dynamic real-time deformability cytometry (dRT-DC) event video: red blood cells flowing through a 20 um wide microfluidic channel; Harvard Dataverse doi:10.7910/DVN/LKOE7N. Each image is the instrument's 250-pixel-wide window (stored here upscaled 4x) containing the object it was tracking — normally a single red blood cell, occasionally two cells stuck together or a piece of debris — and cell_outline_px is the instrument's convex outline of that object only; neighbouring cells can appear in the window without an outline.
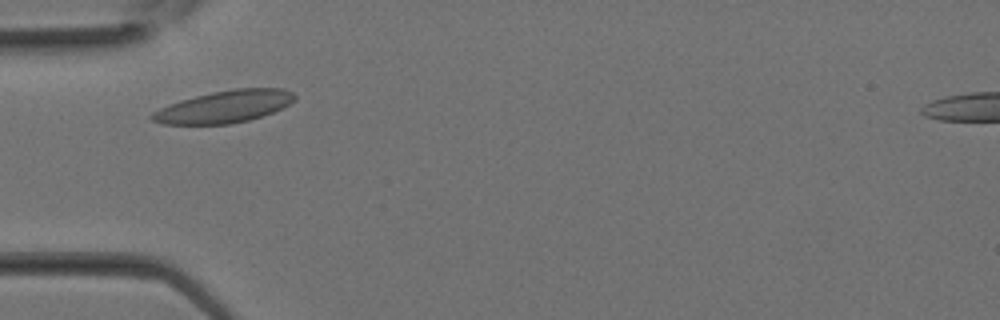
{"species": "Egyptian fruit bat (a non-hibernating species)", "species_latin": "Rousettus aegyptiacus", "temperature_condition": "room temperature", "stored_images_in_passage": 24, "camera_frame_rate_fps": 3000, "um_per_image_px": 0.085, "animal": {"sex": "female"}, "frame": {"image": 1, "passage_image": 4, "time_ms": 1.0, "image_size_px": [1000, 320], "cell_outline_px": [[296, 100], [272, 112], [248, 120], [232, 124], [164, 124], [152, 120], [148, 116], [152, 112], [168, 104], [180, 100], [212, 92], [236, 88], [284, 88], [292, 92], [296, 96]], "centroid_in_image_um": [19.05, 9.06], "position_along_channel_um": 65.9, "area_um2": 26.65}}
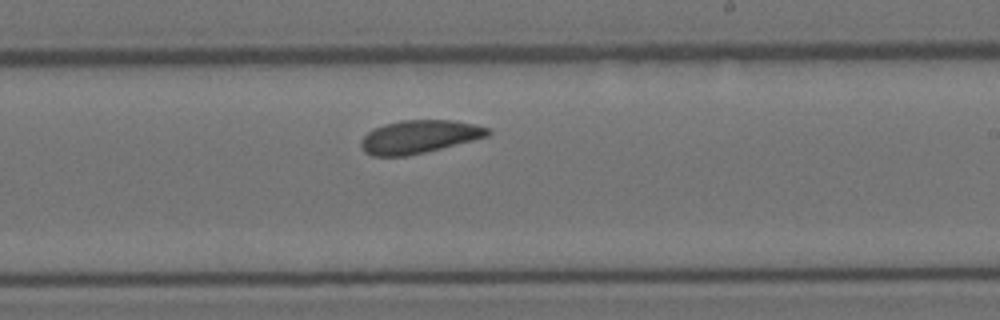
{"frame": {"image": 2, "passage_image": 13, "time_ms": 4.0, "image_size_px": [1000, 320], "cell_outline_px": [[492, 132], [488, 136], [424, 152], [404, 156], [372, 156], [364, 152], [360, 144], [360, 140], [368, 132], [384, 124], [400, 120], [452, 120], [476, 124], [488, 128]], "centroid_in_image_um": [35.61, 11.61], "position_along_channel_um": 253.4, "area_um2": 24.28}}
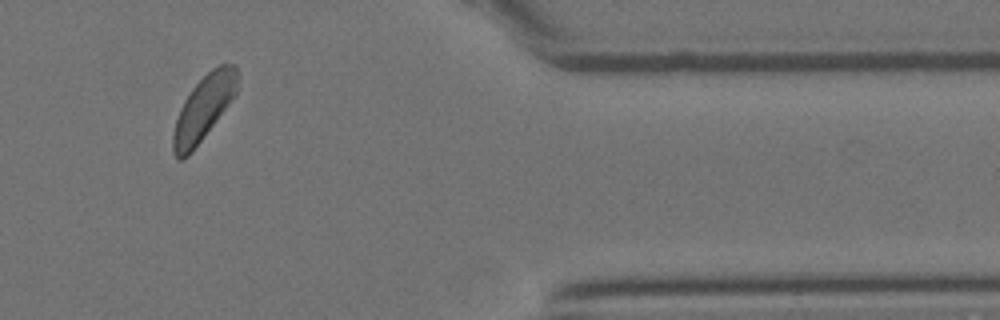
{"frame": {"image": 3, "passage_image": 21, "time_ms": 6.667, "image_size_px": [1000, 320], "cell_outline_px": [[240, 76], [236, 96], [192, 152], [188, 156], [180, 160], [176, 160], [172, 152], [172, 136], [176, 120], [180, 108], [184, 100], [192, 88], [212, 68], [220, 64], [236, 64]], "centroid_in_image_um": [17.33, 9.18], "position_along_channel_um": 394.1, "area_um2": 24.68}}